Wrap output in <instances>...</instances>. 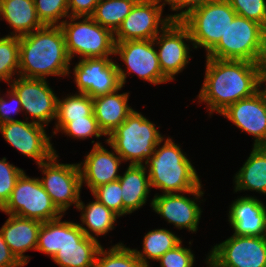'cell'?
<instances>
[{"label": "cell", "instance_id": "ab89813d", "mask_svg": "<svg viewBox=\"0 0 266 267\" xmlns=\"http://www.w3.org/2000/svg\"><path fill=\"white\" fill-rule=\"evenodd\" d=\"M214 0H165L166 4L170 5L172 11H179L180 13L169 15L172 21H181L186 15H188L193 9L201 7L206 3ZM183 10V8H186Z\"/></svg>", "mask_w": 266, "mask_h": 267}, {"label": "cell", "instance_id": "5b68a950", "mask_svg": "<svg viewBox=\"0 0 266 267\" xmlns=\"http://www.w3.org/2000/svg\"><path fill=\"white\" fill-rule=\"evenodd\" d=\"M69 18L70 21L63 19L60 27L64 33L70 60L75 54L80 56L79 60L115 55V36L111 30L102 27L90 16ZM78 19L83 20L76 22Z\"/></svg>", "mask_w": 266, "mask_h": 267}, {"label": "cell", "instance_id": "d6986e66", "mask_svg": "<svg viewBox=\"0 0 266 267\" xmlns=\"http://www.w3.org/2000/svg\"><path fill=\"white\" fill-rule=\"evenodd\" d=\"M101 247L97 239L84 234L78 223L65 221V242L52 260L60 267H94Z\"/></svg>", "mask_w": 266, "mask_h": 267}, {"label": "cell", "instance_id": "44dd1931", "mask_svg": "<svg viewBox=\"0 0 266 267\" xmlns=\"http://www.w3.org/2000/svg\"><path fill=\"white\" fill-rule=\"evenodd\" d=\"M228 214L234 235L266 236V206L259 199L252 196L235 199Z\"/></svg>", "mask_w": 266, "mask_h": 267}, {"label": "cell", "instance_id": "1f68e13d", "mask_svg": "<svg viewBox=\"0 0 266 267\" xmlns=\"http://www.w3.org/2000/svg\"><path fill=\"white\" fill-rule=\"evenodd\" d=\"M94 267H146L133 249L123 243L114 245L109 251L100 248Z\"/></svg>", "mask_w": 266, "mask_h": 267}, {"label": "cell", "instance_id": "5bb4252c", "mask_svg": "<svg viewBox=\"0 0 266 267\" xmlns=\"http://www.w3.org/2000/svg\"><path fill=\"white\" fill-rule=\"evenodd\" d=\"M27 120L28 118L26 121L18 120L0 124V132L8 144L21 154L33 158L39 165L56 154V150L44 126Z\"/></svg>", "mask_w": 266, "mask_h": 267}, {"label": "cell", "instance_id": "2e32d148", "mask_svg": "<svg viewBox=\"0 0 266 267\" xmlns=\"http://www.w3.org/2000/svg\"><path fill=\"white\" fill-rule=\"evenodd\" d=\"M154 46V40L115 42V55L125 63L129 74L158 85L170 80L162 73Z\"/></svg>", "mask_w": 266, "mask_h": 267}, {"label": "cell", "instance_id": "b9f144b4", "mask_svg": "<svg viewBox=\"0 0 266 267\" xmlns=\"http://www.w3.org/2000/svg\"><path fill=\"white\" fill-rule=\"evenodd\" d=\"M99 1L100 0H68L69 16H91Z\"/></svg>", "mask_w": 266, "mask_h": 267}, {"label": "cell", "instance_id": "d6a6232c", "mask_svg": "<svg viewBox=\"0 0 266 267\" xmlns=\"http://www.w3.org/2000/svg\"><path fill=\"white\" fill-rule=\"evenodd\" d=\"M19 37L0 38V80L10 83L14 74L19 76Z\"/></svg>", "mask_w": 266, "mask_h": 267}, {"label": "cell", "instance_id": "30bf717a", "mask_svg": "<svg viewBox=\"0 0 266 267\" xmlns=\"http://www.w3.org/2000/svg\"><path fill=\"white\" fill-rule=\"evenodd\" d=\"M57 158L58 155L54 154L38 165L45 175L39 180L53 204L64 215L72 204L77 208L80 202L81 172L79 164L59 163Z\"/></svg>", "mask_w": 266, "mask_h": 267}, {"label": "cell", "instance_id": "ffe728a7", "mask_svg": "<svg viewBox=\"0 0 266 267\" xmlns=\"http://www.w3.org/2000/svg\"><path fill=\"white\" fill-rule=\"evenodd\" d=\"M108 145L114 152L105 149L100 142H95L84 161L78 163L82 185L86 183L91 192L99 186L118 181L120 177L117 173L123 160L109 143Z\"/></svg>", "mask_w": 266, "mask_h": 267}, {"label": "cell", "instance_id": "f35d334b", "mask_svg": "<svg viewBox=\"0 0 266 267\" xmlns=\"http://www.w3.org/2000/svg\"><path fill=\"white\" fill-rule=\"evenodd\" d=\"M191 249L182 247V241L173 249L167 251L157 261L161 267H193L195 261Z\"/></svg>", "mask_w": 266, "mask_h": 267}, {"label": "cell", "instance_id": "74e56055", "mask_svg": "<svg viewBox=\"0 0 266 267\" xmlns=\"http://www.w3.org/2000/svg\"><path fill=\"white\" fill-rule=\"evenodd\" d=\"M23 172L21 168L8 163L5 157L0 160V210L9 201L16 181Z\"/></svg>", "mask_w": 266, "mask_h": 267}, {"label": "cell", "instance_id": "6da1fadb", "mask_svg": "<svg viewBox=\"0 0 266 267\" xmlns=\"http://www.w3.org/2000/svg\"><path fill=\"white\" fill-rule=\"evenodd\" d=\"M262 87L258 65L245 60L206 57V71L199 102L211 113L223 112L229 105L257 93Z\"/></svg>", "mask_w": 266, "mask_h": 267}, {"label": "cell", "instance_id": "603a6c76", "mask_svg": "<svg viewBox=\"0 0 266 267\" xmlns=\"http://www.w3.org/2000/svg\"><path fill=\"white\" fill-rule=\"evenodd\" d=\"M96 96L93 99V114L100 129L109 136L119 127L134 110L128 105L129 93L119 94L118 91Z\"/></svg>", "mask_w": 266, "mask_h": 267}, {"label": "cell", "instance_id": "e0dca14e", "mask_svg": "<svg viewBox=\"0 0 266 267\" xmlns=\"http://www.w3.org/2000/svg\"><path fill=\"white\" fill-rule=\"evenodd\" d=\"M254 137V147L266 146V94L262 90L229 105L220 113Z\"/></svg>", "mask_w": 266, "mask_h": 267}, {"label": "cell", "instance_id": "83f0119b", "mask_svg": "<svg viewBox=\"0 0 266 267\" xmlns=\"http://www.w3.org/2000/svg\"><path fill=\"white\" fill-rule=\"evenodd\" d=\"M182 240L167 229H154L149 231L143 240V250L138 251L133 249L135 255L141 262L149 267L147 259L157 261L167 251L173 249Z\"/></svg>", "mask_w": 266, "mask_h": 267}, {"label": "cell", "instance_id": "52a82bcc", "mask_svg": "<svg viewBox=\"0 0 266 267\" xmlns=\"http://www.w3.org/2000/svg\"><path fill=\"white\" fill-rule=\"evenodd\" d=\"M236 15L228 0H214L193 9L181 22L189 29L193 47L205 48L208 53Z\"/></svg>", "mask_w": 266, "mask_h": 267}, {"label": "cell", "instance_id": "cb8c5ba5", "mask_svg": "<svg viewBox=\"0 0 266 267\" xmlns=\"http://www.w3.org/2000/svg\"><path fill=\"white\" fill-rule=\"evenodd\" d=\"M118 181L121 185L123 215L130 214L145 205L151 189L148 172L144 164H129Z\"/></svg>", "mask_w": 266, "mask_h": 267}, {"label": "cell", "instance_id": "484cf974", "mask_svg": "<svg viewBox=\"0 0 266 267\" xmlns=\"http://www.w3.org/2000/svg\"><path fill=\"white\" fill-rule=\"evenodd\" d=\"M234 178L235 192L250 190L266 195V146H253Z\"/></svg>", "mask_w": 266, "mask_h": 267}, {"label": "cell", "instance_id": "7c38bea8", "mask_svg": "<svg viewBox=\"0 0 266 267\" xmlns=\"http://www.w3.org/2000/svg\"><path fill=\"white\" fill-rule=\"evenodd\" d=\"M208 254L220 267H266V236L232 235Z\"/></svg>", "mask_w": 266, "mask_h": 267}, {"label": "cell", "instance_id": "8d00e7d4", "mask_svg": "<svg viewBox=\"0 0 266 267\" xmlns=\"http://www.w3.org/2000/svg\"><path fill=\"white\" fill-rule=\"evenodd\" d=\"M237 15L253 20L266 29V0H228Z\"/></svg>", "mask_w": 266, "mask_h": 267}, {"label": "cell", "instance_id": "f6af8a7d", "mask_svg": "<svg viewBox=\"0 0 266 267\" xmlns=\"http://www.w3.org/2000/svg\"><path fill=\"white\" fill-rule=\"evenodd\" d=\"M206 264L209 265V267H220L212 258H210L208 255L206 256Z\"/></svg>", "mask_w": 266, "mask_h": 267}, {"label": "cell", "instance_id": "7bdbcfd3", "mask_svg": "<svg viewBox=\"0 0 266 267\" xmlns=\"http://www.w3.org/2000/svg\"><path fill=\"white\" fill-rule=\"evenodd\" d=\"M24 266L10 250L4 241L0 230V267H22Z\"/></svg>", "mask_w": 266, "mask_h": 267}, {"label": "cell", "instance_id": "277c9868", "mask_svg": "<svg viewBox=\"0 0 266 267\" xmlns=\"http://www.w3.org/2000/svg\"><path fill=\"white\" fill-rule=\"evenodd\" d=\"M164 140L149 119L133 110L127 119L106 139L121 159L130 164L143 165L153 156L156 146Z\"/></svg>", "mask_w": 266, "mask_h": 267}, {"label": "cell", "instance_id": "ee69618b", "mask_svg": "<svg viewBox=\"0 0 266 267\" xmlns=\"http://www.w3.org/2000/svg\"><path fill=\"white\" fill-rule=\"evenodd\" d=\"M261 83L266 84V35L263 40L259 60L257 62Z\"/></svg>", "mask_w": 266, "mask_h": 267}, {"label": "cell", "instance_id": "f1b7e54d", "mask_svg": "<svg viewBox=\"0 0 266 267\" xmlns=\"http://www.w3.org/2000/svg\"><path fill=\"white\" fill-rule=\"evenodd\" d=\"M85 116H94L93 99L84 93L68 95L57 101V115L54 134L72 119H85ZM57 131V132H56Z\"/></svg>", "mask_w": 266, "mask_h": 267}, {"label": "cell", "instance_id": "4fadbf2b", "mask_svg": "<svg viewBox=\"0 0 266 267\" xmlns=\"http://www.w3.org/2000/svg\"><path fill=\"white\" fill-rule=\"evenodd\" d=\"M18 77L9 86L20 98L22 111L29 113L32 122L47 126L56 119L58 97L45 79Z\"/></svg>", "mask_w": 266, "mask_h": 267}, {"label": "cell", "instance_id": "60d3db41", "mask_svg": "<svg viewBox=\"0 0 266 267\" xmlns=\"http://www.w3.org/2000/svg\"><path fill=\"white\" fill-rule=\"evenodd\" d=\"M7 92V96L10 97L9 99H12L13 105H11L12 103H8L6 100H4V97H0V124L18 121V119L12 118L10 114H18V112H21L22 110L20 98L16 95V93L12 89L10 91L8 90Z\"/></svg>", "mask_w": 266, "mask_h": 267}, {"label": "cell", "instance_id": "9a60e30c", "mask_svg": "<svg viewBox=\"0 0 266 267\" xmlns=\"http://www.w3.org/2000/svg\"><path fill=\"white\" fill-rule=\"evenodd\" d=\"M192 43L189 29L181 21H171L153 40L162 73L171 81L189 63V46ZM156 42V43H155Z\"/></svg>", "mask_w": 266, "mask_h": 267}, {"label": "cell", "instance_id": "f546056e", "mask_svg": "<svg viewBox=\"0 0 266 267\" xmlns=\"http://www.w3.org/2000/svg\"><path fill=\"white\" fill-rule=\"evenodd\" d=\"M138 1L100 0L90 17L102 27L115 33Z\"/></svg>", "mask_w": 266, "mask_h": 267}, {"label": "cell", "instance_id": "4316f807", "mask_svg": "<svg viewBox=\"0 0 266 267\" xmlns=\"http://www.w3.org/2000/svg\"><path fill=\"white\" fill-rule=\"evenodd\" d=\"M77 209H79L82 213V224H79L80 228L87 237L93 239H97L94 237V234L98 237L104 234L106 235L109 230H113L115 225L114 223L117 221V217H119L111 209L107 208L96 199L95 201L87 204L86 207L82 200H80ZM83 225H86L87 228Z\"/></svg>", "mask_w": 266, "mask_h": 267}, {"label": "cell", "instance_id": "d4e9b609", "mask_svg": "<svg viewBox=\"0 0 266 267\" xmlns=\"http://www.w3.org/2000/svg\"><path fill=\"white\" fill-rule=\"evenodd\" d=\"M0 16L14 29L10 36L21 37L44 27L34 0H0Z\"/></svg>", "mask_w": 266, "mask_h": 267}, {"label": "cell", "instance_id": "d590c367", "mask_svg": "<svg viewBox=\"0 0 266 267\" xmlns=\"http://www.w3.org/2000/svg\"><path fill=\"white\" fill-rule=\"evenodd\" d=\"M94 198L119 217L123 216V199L119 181L99 186L92 191Z\"/></svg>", "mask_w": 266, "mask_h": 267}, {"label": "cell", "instance_id": "3957f363", "mask_svg": "<svg viewBox=\"0 0 266 267\" xmlns=\"http://www.w3.org/2000/svg\"><path fill=\"white\" fill-rule=\"evenodd\" d=\"M164 141L162 147L159 145L163 140L156 146L153 156L144 165L150 188L161 189L164 194H193V189L202 185L195 168L170 137Z\"/></svg>", "mask_w": 266, "mask_h": 267}, {"label": "cell", "instance_id": "8fae6325", "mask_svg": "<svg viewBox=\"0 0 266 267\" xmlns=\"http://www.w3.org/2000/svg\"><path fill=\"white\" fill-rule=\"evenodd\" d=\"M165 4V0H139L114 33L115 42L153 40L172 21L169 16L161 18Z\"/></svg>", "mask_w": 266, "mask_h": 267}, {"label": "cell", "instance_id": "836d02e7", "mask_svg": "<svg viewBox=\"0 0 266 267\" xmlns=\"http://www.w3.org/2000/svg\"><path fill=\"white\" fill-rule=\"evenodd\" d=\"M34 4L44 26H60L63 23L61 18L70 17L68 0H34Z\"/></svg>", "mask_w": 266, "mask_h": 267}, {"label": "cell", "instance_id": "9c48e42d", "mask_svg": "<svg viewBox=\"0 0 266 267\" xmlns=\"http://www.w3.org/2000/svg\"><path fill=\"white\" fill-rule=\"evenodd\" d=\"M108 57L85 58L75 64L74 81L79 93L94 98L124 87L126 71Z\"/></svg>", "mask_w": 266, "mask_h": 267}, {"label": "cell", "instance_id": "ac0fdd59", "mask_svg": "<svg viewBox=\"0 0 266 267\" xmlns=\"http://www.w3.org/2000/svg\"><path fill=\"white\" fill-rule=\"evenodd\" d=\"M203 194L202 186L193 189L194 200L180 193L156 194L150 204L153 210L168 223H172L178 229L186 228L193 233L198 230L202 213L196 200Z\"/></svg>", "mask_w": 266, "mask_h": 267}, {"label": "cell", "instance_id": "8992f818", "mask_svg": "<svg viewBox=\"0 0 266 267\" xmlns=\"http://www.w3.org/2000/svg\"><path fill=\"white\" fill-rule=\"evenodd\" d=\"M265 35L266 29L262 25L236 15L224 36L206 53V57L257 63Z\"/></svg>", "mask_w": 266, "mask_h": 267}, {"label": "cell", "instance_id": "7402d4cb", "mask_svg": "<svg viewBox=\"0 0 266 267\" xmlns=\"http://www.w3.org/2000/svg\"><path fill=\"white\" fill-rule=\"evenodd\" d=\"M7 215H9V218L0 230L10 250L25 266L29 262V256H25L24 253L27 250H36L38 233L42 222L16 215Z\"/></svg>", "mask_w": 266, "mask_h": 267}, {"label": "cell", "instance_id": "e575fe53", "mask_svg": "<svg viewBox=\"0 0 266 267\" xmlns=\"http://www.w3.org/2000/svg\"><path fill=\"white\" fill-rule=\"evenodd\" d=\"M64 132L74 139H86L89 137L100 138L106 136L100 129L98 122L94 116H85V119H72L66 123L59 132Z\"/></svg>", "mask_w": 266, "mask_h": 267}, {"label": "cell", "instance_id": "ba28073f", "mask_svg": "<svg viewBox=\"0 0 266 267\" xmlns=\"http://www.w3.org/2000/svg\"><path fill=\"white\" fill-rule=\"evenodd\" d=\"M2 212L41 222L57 219L63 214L53 204L39 178H31L25 172L16 181L9 201Z\"/></svg>", "mask_w": 266, "mask_h": 267}, {"label": "cell", "instance_id": "4dcf8cb0", "mask_svg": "<svg viewBox=\"0 0 266 267\" xmlns=\"http://www.w3.org/2000/svg\"><path fill=\"white\" fill-rule=\"evenodd\" d=\"M61 218L42 222L38 233L36 250L51 258L62 249L65 242V221H61Z\"/></svg>", "mask_w": 266, "mask_h": 267}, {"label": "cell", "instance_id": "7a4b0ae2", "mask_svg": "<svg viewBox=\"0 0 266 267\" xmlns=\"http://www.w3.org/2000/svg\"><path fill=\"white\" fill-rule=\"evenodd\" d=\"M70 58L60 26H44L19 37V76L46 79L69 74Z\"/></svg>", "mask_w": 266, "mask_h": 267}]
</instances>
